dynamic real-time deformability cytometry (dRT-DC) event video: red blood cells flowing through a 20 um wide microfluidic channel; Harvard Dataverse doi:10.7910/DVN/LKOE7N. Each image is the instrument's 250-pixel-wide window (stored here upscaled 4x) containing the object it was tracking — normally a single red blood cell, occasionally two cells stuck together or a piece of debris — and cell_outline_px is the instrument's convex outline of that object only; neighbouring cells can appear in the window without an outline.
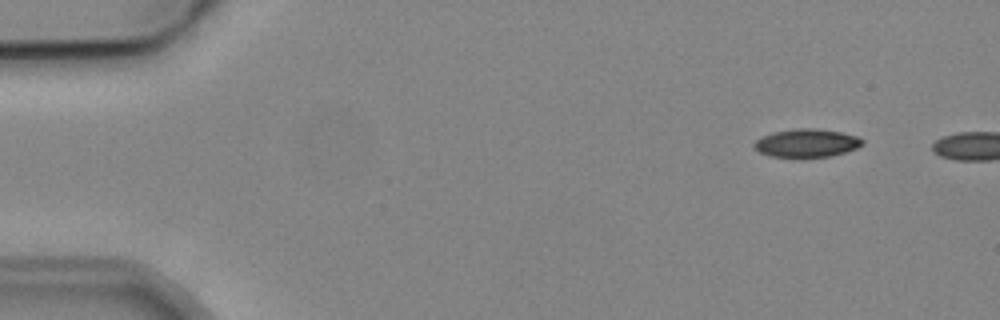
{"species": "common noctule bat (a hibernating species)", "species_latin": "Nyctalus noctula", "temperature_condition": "cold", "stored_images_in_passage": 2, "camera_frame_rate_fps": 3000, "um_per_image_px": 0.085, "animal": {"sex": "male", "body_mass_g": 19.2, "forearm_length_mm": 51.8}, "frame": {"image": 1, "passage_image": 1, "time_ms": 0.0, "image_size_px": [1000, 320], "cell_outline_px": [[864, 144], [856, 148], [832, 156], [768, 156], [760, 152], [752, 144], [756, 140], [772, 132], [796, 128], [816, 128], [840, 132], [856, 136], [864, 140]], "centroid_in_image_um": [68.57, 12.14], "position_along_channel_um": 16.4, "area_um2": 17.51}}